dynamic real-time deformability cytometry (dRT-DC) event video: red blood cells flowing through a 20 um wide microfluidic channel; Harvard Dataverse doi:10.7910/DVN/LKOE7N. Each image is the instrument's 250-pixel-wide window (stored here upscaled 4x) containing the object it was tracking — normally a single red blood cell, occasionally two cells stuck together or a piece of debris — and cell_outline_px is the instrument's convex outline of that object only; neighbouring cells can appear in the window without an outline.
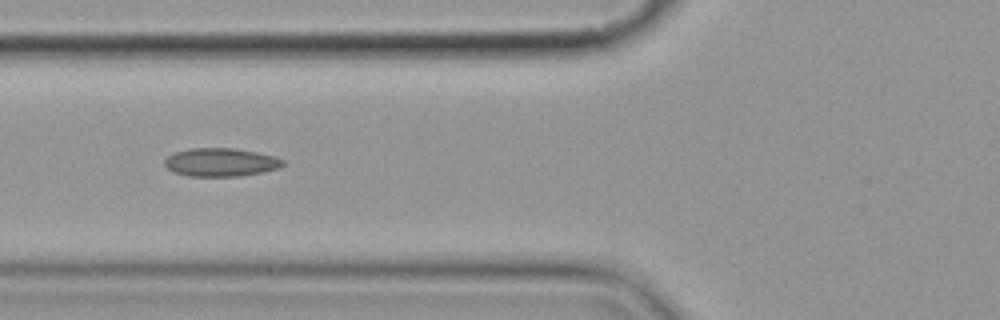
{"species": "common noctule bat (a hibernating species)", "species_latin": "Nyctalus noctula", "temperature_condition": "cold", "stored_images_in_passage": 12, "camera_frame_rate_fps": 3000, "um_per_image_px": 0.085, "animal": {"sex": "female", "body_mass_g": 19.9}, "frame": {"image": 1, "passage_image": 3, "time_ms": 2.333, "image_size_px": [1000, 320], "cell_outline_px": [[284, 164], [280, 168], [240, 176], [188, 176], [172, 172], [164, 164], [164, 160], [168, 156], [176, 152], [192, 148], [236, 148], [276, 156], [284, 160]], "centroid_in_image_um": [18.77, 13.79], "position_along_channel_um": 107.0, "area_um2": 19.54}}
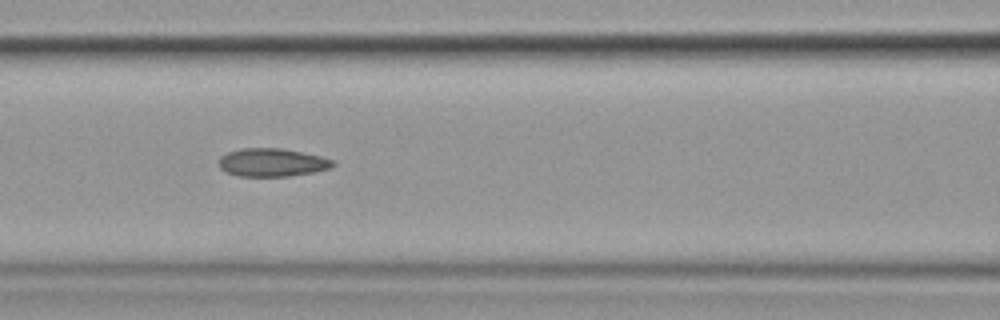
{"frame": {"image": 2, "passage_image": 4, "time_ms": 3.333, "image_size_px": [1000, 320], "cell_outline_px": [[336, 164], [332, 168], [312, 172], [288, 176], [240, 176], [228, 172], [220, 168], [220, 156], [228, 152], [240, 148], [280, 148], [320, 156], [332, 160]], "centroid_in_image_um": [23.13, 13.8], "position_along_channel_um": 143.5, "area_um2": 18.5}}
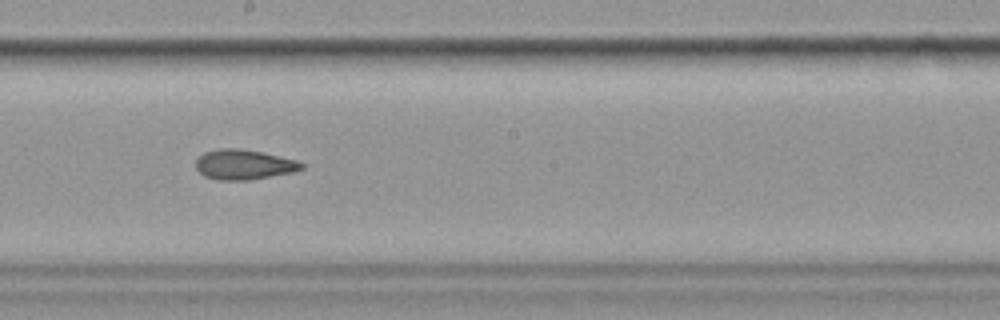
{"frame": {"image": 3, "passage_image": 6, "time_ms": 5.667, "image_size_px": [1000, 320], "cell_outline_px": [[304, 168], [292, 172], [248, 180], [216, 180], [204, 176], [196, 168], [196, 160], [204, 152], [220, 148], [240, 148], [264, 152], [296, 160], [304, 164]], "centroid_in_image_um": [20.72, 13.98], "position_along_channel_um": 227.5, "area_um2": 18.5}, "authors_computed_cell_mechanics": {"area_um2": 19.074, "velocity_mm_per_s": 3.6212, "shape_relaxation_time_tau1_ms": null, "shape_relaxation_time_tau2_ms": 1.7244, "deformation_change_tau1": null, "deformation_change_tau2": 0.0535}}